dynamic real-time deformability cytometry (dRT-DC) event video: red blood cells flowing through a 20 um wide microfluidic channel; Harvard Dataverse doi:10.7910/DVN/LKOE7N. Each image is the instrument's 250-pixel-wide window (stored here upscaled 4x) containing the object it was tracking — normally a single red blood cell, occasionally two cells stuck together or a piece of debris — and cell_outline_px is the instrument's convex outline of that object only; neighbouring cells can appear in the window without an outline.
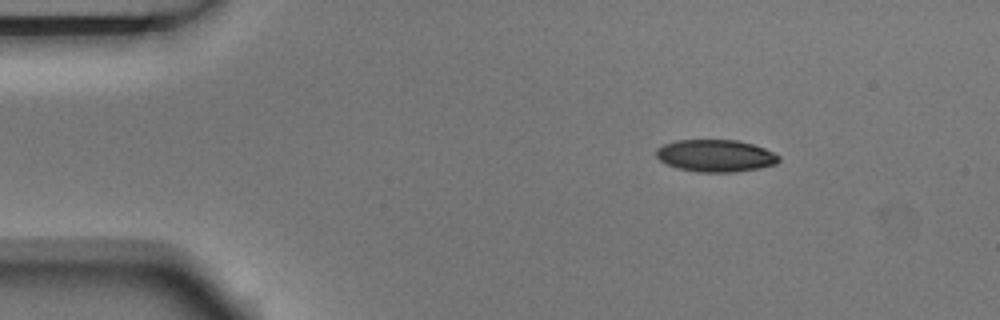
{"species": "Egyptian fruit bat (a non-hibernating species)", "species_latin": "Rousettus aegyptiacus", "temperature_condition": "room temperature", "stored_images_in_passage": 3, "camera_frame_rate_fps": 3000, "um_per_image_px": 0.085, "animal": {"sex": "male"}, "frame": {"image": 1, "passage_image": 1, "time_ms": 0.0, "image_size_px": [1000, 320], "cell_outline_px": [[780, 160], [776, 164], [760, 168], [732, 172], [700, 172], [680, 168], [668, 164], [660, 160], [656, 156], [656, 148], [664, 144], [676, 140], [736, 140], [752, 144], [764, 148], [780, 156]], "centroid_in_image_um": [60.83, 13.23], "position_along_channel_um": 24.2, "area_um2": 22.83}}